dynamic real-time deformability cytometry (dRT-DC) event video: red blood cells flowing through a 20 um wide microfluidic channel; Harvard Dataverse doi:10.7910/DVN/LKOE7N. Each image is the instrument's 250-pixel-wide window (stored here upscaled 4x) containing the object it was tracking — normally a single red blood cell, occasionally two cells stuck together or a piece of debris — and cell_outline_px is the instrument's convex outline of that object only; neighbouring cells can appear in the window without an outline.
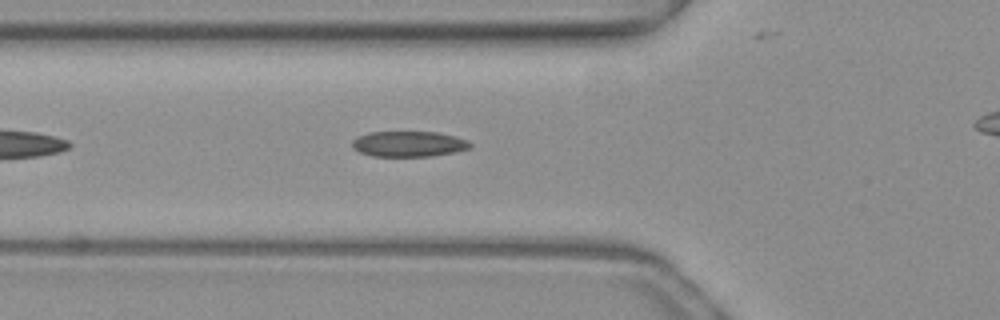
{"species": "common noctule bat (a hibernating species)", "species_latin": "Nyctalus noctula", "temperature_condition": "warm", "stored_images_in_passage": 31, "camera_frame_rate_fps": 3000, "um_per_image_px": 0.085, "animal": {"sex": "female", "body_mass_g": 19.3, "forearm_length_mm": 54.1}, "frame": {"image": 1, "passage_image": 6, "time_ms": 1.667, "image_size_px": [1000, 320], "cell_outline_px": [[472, 148], [456, 152], [432, 156], [372, 156], [360, 152], [352, 148], [352, 140], [356, 136], [368, 132], [436, 132], [456, 136], [468, 140], [472, 144]], "centroid_in_image_um": [34.75, 12.23], "position_along_channel_um": 91.0, "area_um2": 17.8}}
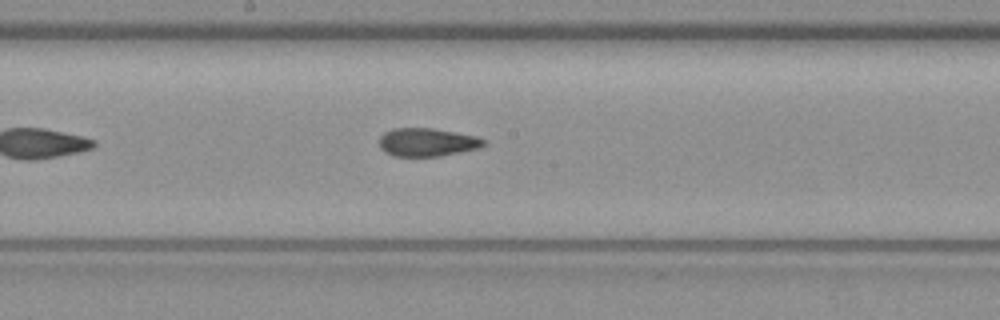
{"frame": {"image": 2, "passage_image": 15, "time_ms": 4.667, "image_size_px": [1000, 320], "cell_outline_px": [[488, 144], [480, 148], [440, 156], [392, 156], [384, 152], [380, 148], [380, 136], [384, 132], [392, 128], [432, 128], [476, 136], [484, 140]], "centroid_in_image_um": [36.3, 12.09], "position_along_channel_um": 211.9, "area_um2": 17.28}}
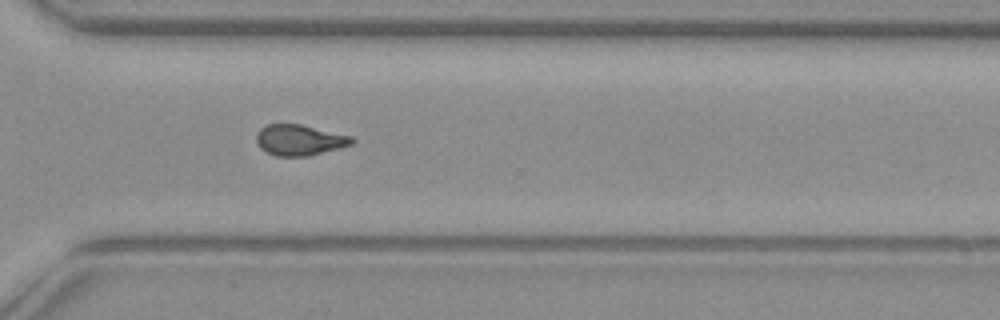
{"frame": {"image": 3, "passage_image": 25, "time_ms": 8.0, "image_size_px": [1000, 320], "cell_outline_px": [[356, 140], [352, 144], [308, 156], [276, 156], [264, 152], [256, 144], [256, 132], [264, 124], [300, 124], [352, 136]], "centroid_in_image_um": [25.4, 11.9], "position_along_channel_um": 345.2, "area_um2": 17.28}, "authors_computed_cell_mechanics": {"area_um2": 17.5134, "velocity_mm_per_s": 4.0, "shape_relaxation_time_tau1_ms": 9.0412, "shape_relaxation_time_tau2_ms": 1.3054, "deformation_change_tau1": 0.2222, "deformation_change_tau2": 0.083}}